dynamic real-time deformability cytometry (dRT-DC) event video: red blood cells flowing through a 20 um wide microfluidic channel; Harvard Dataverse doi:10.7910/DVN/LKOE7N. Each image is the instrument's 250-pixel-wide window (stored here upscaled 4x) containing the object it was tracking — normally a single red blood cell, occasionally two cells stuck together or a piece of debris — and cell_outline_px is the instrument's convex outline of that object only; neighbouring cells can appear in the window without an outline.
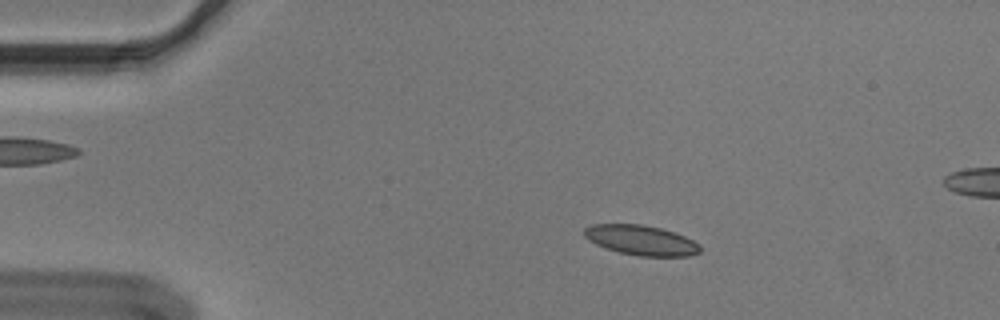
{"species": "Egyptian fruit bat (a non-hibernating species)", "species_latin": "Rousettus aegyptiacus", "temperature_condition": "cold", "stored_images_in_passage": 56, "segment_of_instrument_passage": [1, 2], "camera_frame_rate_fps": 3000, "um_per_image_px": 0.085, "animal": {"sex": "male"}, "frame": {"image": 1, "passage_image": 10, "time_ms": 3.0, "image_size_px": [1000, 320], "cell_outline_px": [[700, 252], [688, 256], [640, 256], [620, 252], [596, 244], [588, 240], [584, 236], [584, 228], [592, 224], [640, 224], [660, 228], [684, 236], [700, 244]], "centroid_in_image_um": [54.48, 20.41], "position_along_channel_um": 30.5, "area_um2": 20.0}}
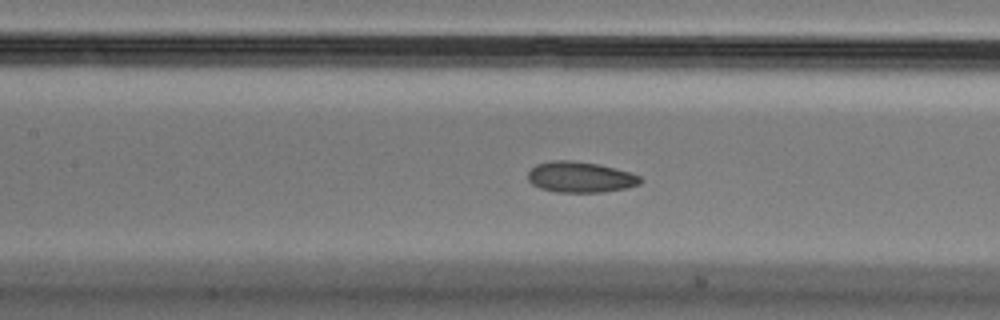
{"frame": {"image": 2, "passage_image": 25, "time_ms": 8.0, "image_size_px": [1000, 320], "cell_outline_px": [[644, 180], [640, 184], [624, 188], [600, 192], [556, 192], [540, 188], [532, 184], [528, 180], [528, 172], [536, 164], [552, 160], [572, 160], [600, 164], [632, 172], [640, 176]], "centroid_in_image_um": [49.34, 15.04], "position_along_channel_um": 158.1, "area_um2": 20.35}}
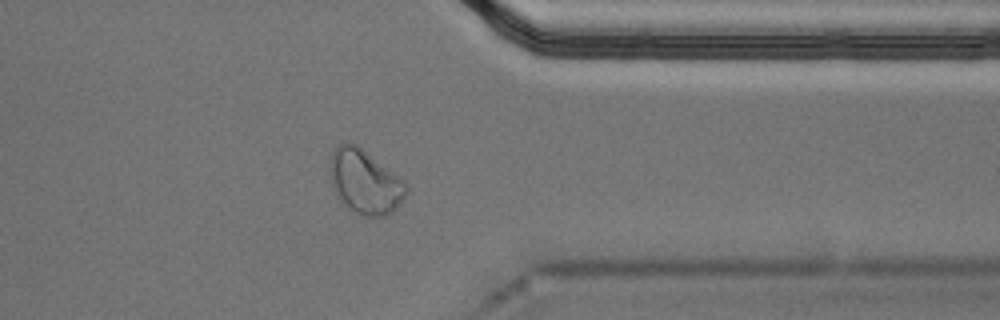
{"frame": {"image": 3, "passage_image": 44, "time_ms": 14.333, "image_size_px": [1000, 320], "cell_outline_px": [[408, 192], [400, 204], [392, 212], [384, 216], [364, 216], [356, 212], [340, 200], [332, 184], [328, 164], [332, 152], [344, 140], [356, 144], [404, 180]], "centroid_in_image_um": [31.01, 15.43], "position_along_channel_um": 380.4, "area_um2": 28.26}}